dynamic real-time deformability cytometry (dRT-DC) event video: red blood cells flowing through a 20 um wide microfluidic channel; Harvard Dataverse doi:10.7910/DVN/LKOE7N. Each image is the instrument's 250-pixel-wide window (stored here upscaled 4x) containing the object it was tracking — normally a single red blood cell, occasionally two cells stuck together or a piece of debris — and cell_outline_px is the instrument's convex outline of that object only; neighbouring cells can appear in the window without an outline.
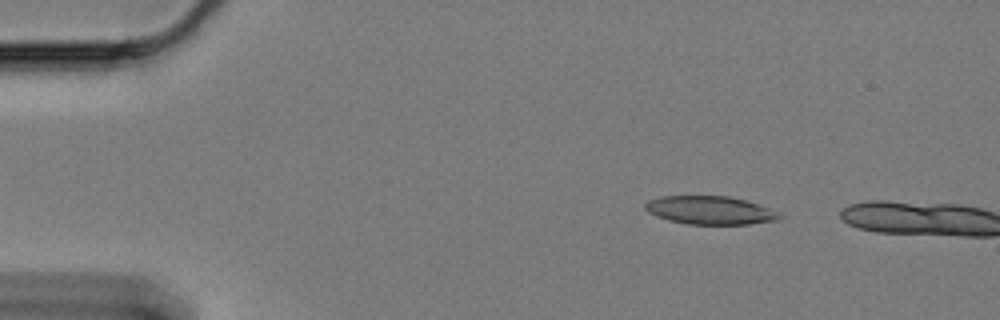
{"species": "Egyptian fruit bat (a non-hibernating species)", "species_latin": "Rousettus aegyptiacus", "temperature_condition": "cold", "stored_images_in_passage": 4, "camera_frame_rate_fps": 3000, "um_per_image_px": 0.085, "animal": {"sex": "female"}, "frame": {"image": 1, "passage_image": 1, "time_ms": 0.0, "image_size_px": [1000, 320], "cell_outline_px": [[784, 216], [780, 220], [748, 224], [688, 224], [668, 220], [656, 216], [648, 212], [644, 208], [644, 204], [648, 200], [660, 196], [728, 196], [760, 204], [780, 212]], "centroid_in_image_um": [60.39, 17.87], "position_along_channel_um": 24.6, "area_um2": 22.37}}